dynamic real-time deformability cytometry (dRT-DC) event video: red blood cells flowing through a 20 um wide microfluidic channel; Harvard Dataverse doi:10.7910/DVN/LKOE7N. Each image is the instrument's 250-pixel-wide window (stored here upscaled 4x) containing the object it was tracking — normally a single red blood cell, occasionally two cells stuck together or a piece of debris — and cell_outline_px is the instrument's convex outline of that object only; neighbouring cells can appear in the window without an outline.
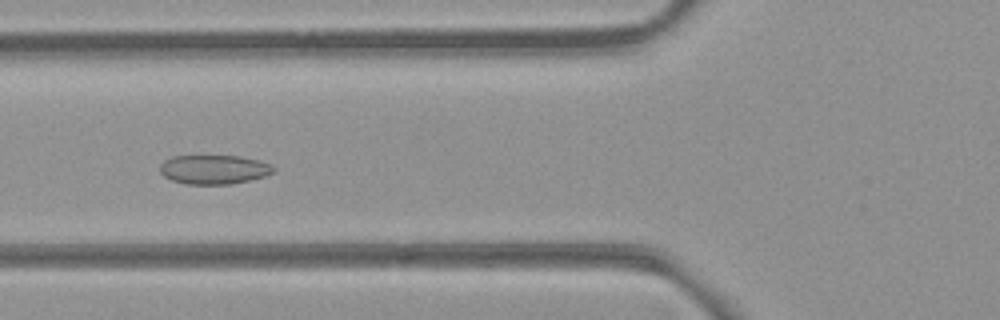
{"species": "common noctule bat (a hibernating species)", "species_latin": "Nyctalus noctula", "temperature_condition": "room temperature", "stored_images_in_passage": 37, "camera_frame_rate_fps": 3000, "um_per_image_px": 0.085, "animal": {"sex": "female", "body_mass_g": 21.9}, "frame": {"image": 1, "passage_image": 6, "time_ms": 1.667, "image_size_px": [1000, 320], "cell_outline_px": [[276, 168], [272, 172], [264, 176], [232, 184], [184, 184], [172, 180], [164, 176], [160, 172], [160, 164], [164, 160], [172, 156], [236, 156], [260, 160], [272, 164]], "centroid_in_image_um": [18.17, 14.4], "position_along_channel_um": 107.6, "area_um2": 19.31}}